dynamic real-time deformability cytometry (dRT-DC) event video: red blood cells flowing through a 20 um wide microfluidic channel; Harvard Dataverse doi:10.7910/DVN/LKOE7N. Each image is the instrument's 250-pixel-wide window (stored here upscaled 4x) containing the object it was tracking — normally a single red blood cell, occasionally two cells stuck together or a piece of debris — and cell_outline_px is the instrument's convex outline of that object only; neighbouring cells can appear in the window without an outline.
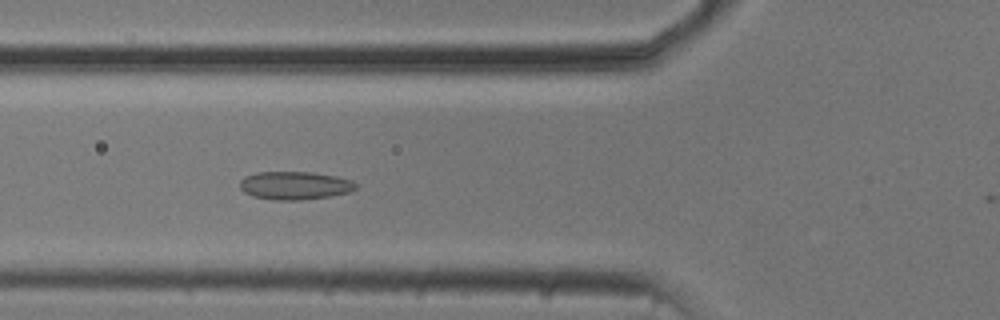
{"species": "common noctule bat (a hibernating species)", "species_latin": "Nyctalus noctula", "temperature_condition": "cold", "stored_images_in_passage": 39, "camera_frame_rate_fps": 3000, "um_per_image_px": 0.085, "animal": {"sex": "male", "body_mass_g": 20.5, "forearm_length_mm": 52.5}, "frame": {"image": 1, "passage_image": 4, "time_ms": 1.0, "image_size_px": [1000, 320], "cell_outline_px": [[356, 188], [348, 192], [328, 196], [304, 200], [272, 200], [252, 196], [244, 192], [240, 188], [240, 180], [244, 176], [256, 172], [312, 172], [336, 176], [352, 180], [356, 184]], "centroid_in_image_um": [25.02, 15.76], "position_along_channel_um": 100.8, "area_um2": 19.07}}
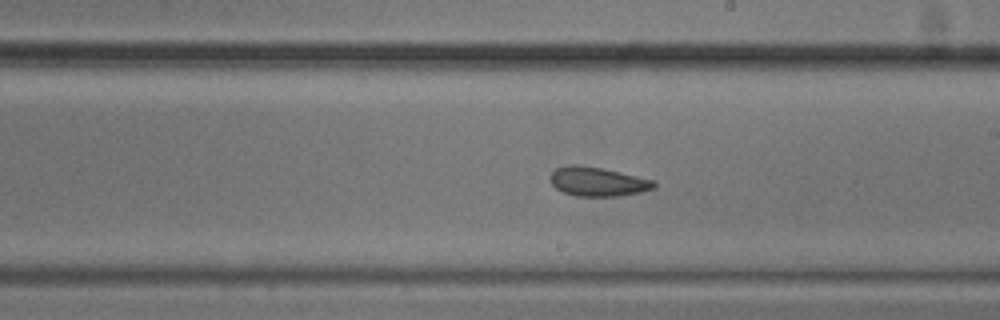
{"frame": {"image": 2, "passage_image": 15, "time_ms": 4.667, "image_size_px": [1000, 320], "cell_outline_px": [[656, 188], [640, 192], [616, 196], [576, 196], [564, 192], [556, 188], [552, 184], [552, 172], [556, 168], [572, 164], [576, 164], [600, 168], [636, 176], [652, 180], [656, 184]], "centroid_in_image_um": [50.8, 15.44], "position_along_channel_um": 238.2, "area_um2": 17.22}}
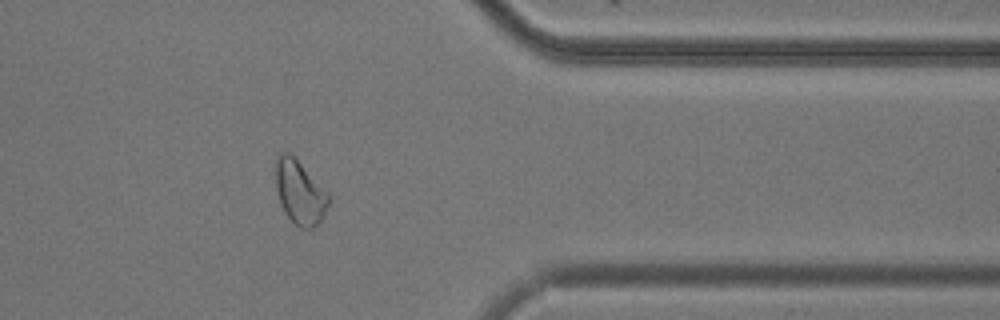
{"frame": {"image": 3, "passage_image": 28, "time_ms": 9.0, "image_size_px": [1000, 320], "cell_outline_px": [[328, 204], [320, 220], [312, 228], [300, 228], [284, 212], [280, 204], [276, 188], [276, 160], [284, 152], [288, 152], [328, 192]], "centroid_in_image_um": [25.46, 16.37], "position_along_channel_um": 385.9, "area_um2": 18.96}, "authors_computed_cell_mechanics": {"area_um2": 17.8602, "velocity_mm_per_s": 3.7364, "shape_relaxation_time_tau1_ms": null, "shape_relaxation_time_tau2_ms": 4.9925, "deformation_change_tau1": null, "deformation_change_tau2": 0.1105}}